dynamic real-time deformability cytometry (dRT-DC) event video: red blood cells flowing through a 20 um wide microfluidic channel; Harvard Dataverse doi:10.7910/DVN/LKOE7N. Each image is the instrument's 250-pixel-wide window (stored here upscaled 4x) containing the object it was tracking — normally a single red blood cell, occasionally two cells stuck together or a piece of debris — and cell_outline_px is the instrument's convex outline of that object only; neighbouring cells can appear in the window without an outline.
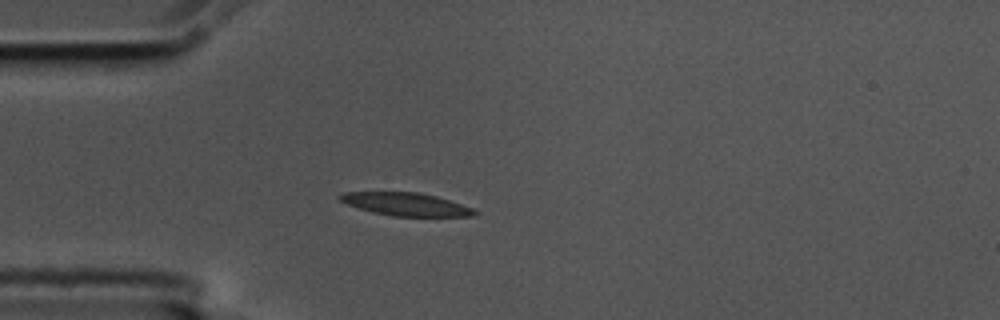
{"species": "common noctule bat (a hibernating species)", "species_latin": "Nyctalus noctula", "temperature_condition": "cold", "stored_images_in_passage": 5, "camera_frame_rate_fps": 3000, "um_per_image_px": 0.085, "animal": {"sex": "male", "body_mass_g": 17.5, "forearm_length_mm": 52.3}, "frame": {"image": 1, "passage_image": 4, "time_ms": 1.0, "image_size_px": [1000, 320], "cell_outline_px": [[480, 212], [476, 216], [392, 216], [372, 212], [348, 204], [340, 200], [336, 196], [344, 192], [420, 192], [436, 196], [472, 208]], "centroid_in_image_um": [34.51, 17.36], "position_along_channel_um": 50.5, "area_um2": 17.92}}